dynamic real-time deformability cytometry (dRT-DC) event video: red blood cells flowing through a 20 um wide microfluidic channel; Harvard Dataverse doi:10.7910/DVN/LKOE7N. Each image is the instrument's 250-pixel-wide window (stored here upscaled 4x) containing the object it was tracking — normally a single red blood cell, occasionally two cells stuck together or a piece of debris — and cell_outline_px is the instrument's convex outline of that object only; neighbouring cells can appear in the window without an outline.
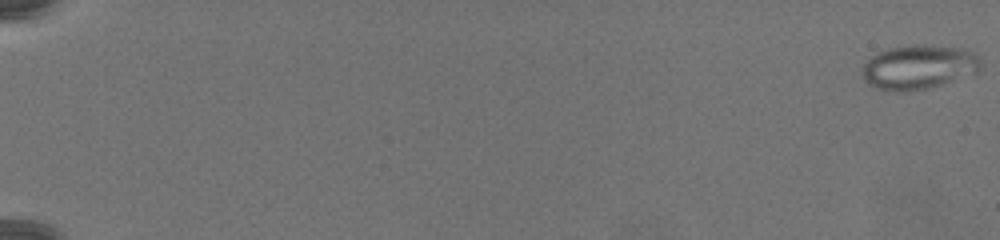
{"species": "common noctule bat (a hibernating species)", "species_latin": "Nyctalus noctula", "temperature_condition": "warm", "stored_images_in_passage": 80, "camera_frame_rate_fps": 3000, "um_per_image_px": 0.085, "animal": {"sex": "female", "body_mass_g": 19.5, "forearm_length_mm": 54.1}, "frame": {"image": 1, "passage_image": 1, "time_ms": 0.0, "image_size_px": [1000, 240], "cell_outline_px": [[980, 64], [976, 72], [928, 88], [904, 92], [876, 88], [864, 80], [864, 64], [872, 56], [888, 48], [956, 48], [968, 52], [976, 56], [980, 60]], "centroid_in_image_um": [78.02, 5.76], "position_along_channel_um": 7.0, "area_um2": 28.61}}
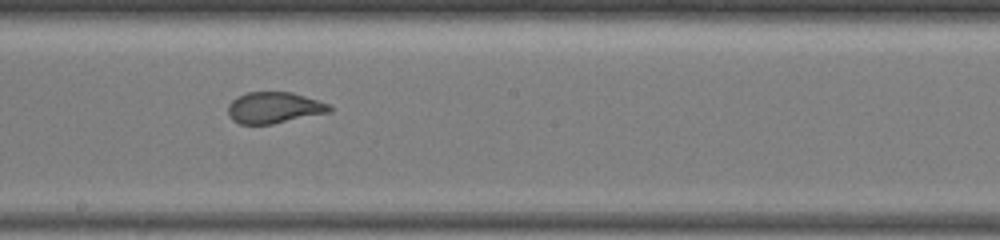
{"frame": {"image": 2, "passage_image": 49, "time_ms": 16.0, "image_size_px": [1000, 240], "cell_outline_px": [[332, 112], [272, 124], [240, 124], [232, 120], [228, 112], [228, 104], [232, 100], [248, 92], [292, 92], [328, 104], [332, 108]], "centroid_in_image_um": [23.3, 9.16], "position_along_channel_um": 224.9, "area_um2": 18.38}}
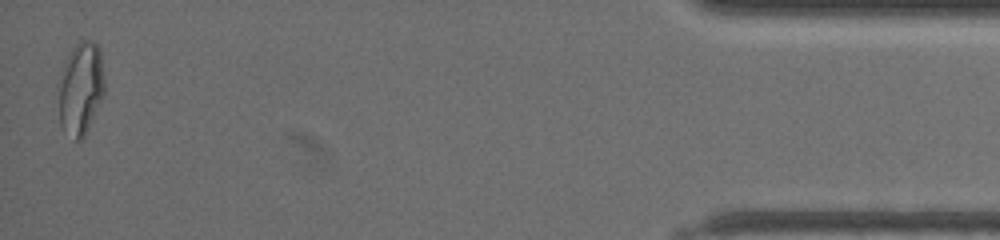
{"frame": {"image": 3, "passage_image": 79, "time_ms": 26.0, "image_size_px": [1000, 240], "cell_outline_px": [[104, 96], [84, 136], [80, 140], [76, 140], [60, 124], [60, 88], [68, 56], [72, 48], [80, 40], [92, 40], [100, 48], [104, 80]], "centroid_in_image_um": [6.92, 7.5], "position_along_channel_um": 428.3, "area_um2": 23.99}}